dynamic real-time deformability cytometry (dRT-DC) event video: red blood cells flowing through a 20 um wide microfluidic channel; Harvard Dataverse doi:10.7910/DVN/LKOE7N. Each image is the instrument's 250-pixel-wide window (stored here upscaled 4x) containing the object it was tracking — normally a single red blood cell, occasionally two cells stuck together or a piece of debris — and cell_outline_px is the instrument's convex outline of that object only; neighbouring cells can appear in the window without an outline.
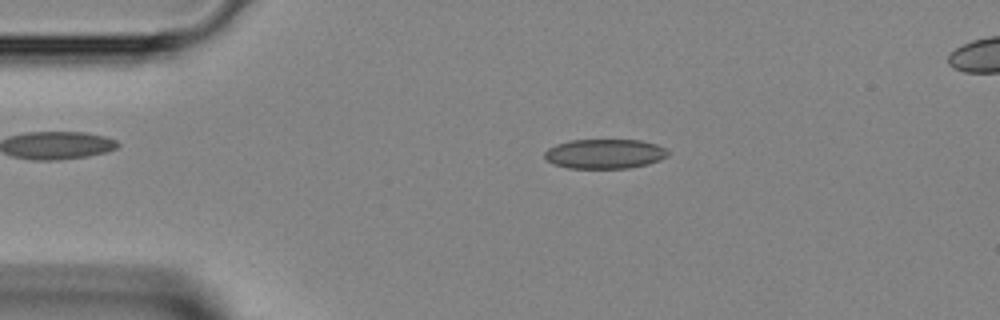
{"species": "Egyptian fruit bat (a non-hibernating species)", "species_latin": "Rousettus aegyptiacus", "temperature_condition": "room temperature", "stored_images_in_passage": 44, "segment_of_instrument_passage": [1, 2], "camera_frame_rate_fps": 3000, "um_per_image_px": 0.085, "animal": {"sex": "female"}, "frame": {"image": 1, "passage_image": 8, "time_ms": 2.333, "image_size_px": [1000, 320], "cell_outline_px": [[668, 156], [660, 160], [648, 164], [628, 168], [568, 168], [552, 164], [544, 156], [544, 152], [548, 148], [556, 144], [572, 140], [640, 140], [656, 144], [664, 148], [668, 152]], "centroid_in_image_um": [51.39, 13.08], "position_along_channel_um": 33.6, "area_um2": 21.27}}
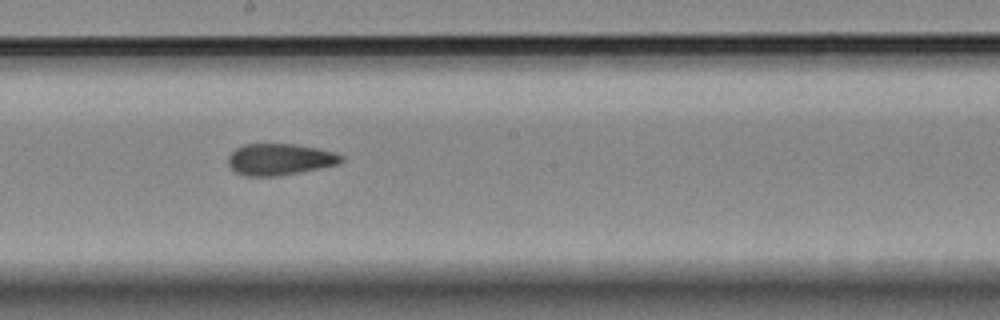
{"frame": {"image": 2, "passage_image": 23, "time_ms": 7.333, "image_size_px": [1000, 320], "cell_outline_px": [[344, 160], [336, 164], [320, 168], [300, 172], [276, 176], [244, 176], [236, 172], [228, 164], [228, 156], [236, 148], [244, 144], [296, 144], [336, 152], [344, 156]], "centroid_in_image_um": [23.78, 13.54], "position_along_channel_um": 224.4, "area_um2": 20.75}}
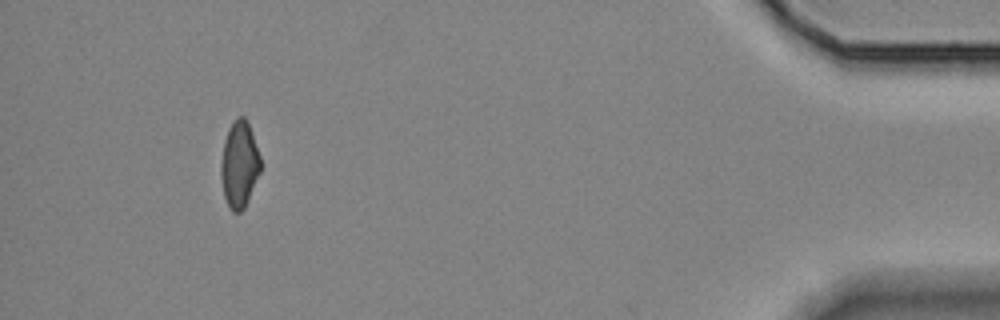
{"frame": {"image": 3, "passage_image": 40, "time_ms": 13.0, "image_size_px": [1000, 320], "cell_outline_px": [[260, 172], [244, 208], [240, 212], [232, 212], [228, 208], [224, 196], [220, 176], [220, 164], [224, 140], [228, 128], [236, 116], [244, 116], [248, 120], [260, 156]], "centroid_in_image_um": [20.32, 13.95], "position_along_channel_um": 414.9, "area_um2": 20.17}}